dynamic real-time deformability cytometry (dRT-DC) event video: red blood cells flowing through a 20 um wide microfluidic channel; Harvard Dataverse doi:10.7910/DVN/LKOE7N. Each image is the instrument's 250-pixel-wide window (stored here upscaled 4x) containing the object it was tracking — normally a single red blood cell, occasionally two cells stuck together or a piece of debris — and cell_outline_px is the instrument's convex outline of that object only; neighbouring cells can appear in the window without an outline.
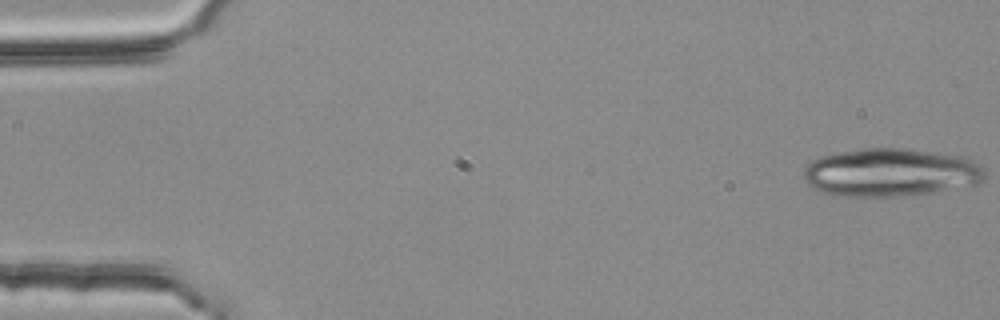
{"species": "common noctule bat (a hibernating species)", "species_latin": "Nyctalus noctula", "temperature_condition": "room temperature", "stored_images_in_passage": 30, "camera_frame_rate_fps": 3000, "um_per_image_px": 0.085, "animal": {"sex": "female", "body_mass_g": 25.1}, "frame": {"image": 1, "passage_image": 1, "time_ms": 0.0, "image_size_px": [1000, 320], "cell_outline_px": [[984, 180], [976, 184], [916, 196], [840, 196], [824, 192], [808, 184], [804, 180], [804, 168], [812, 160], [820, 156], [840, 152], [868, 148], [900, 148], [968, 156], [976, 160], [980, 164], [984, 172]], "centroid_in_image_um": [75.76, 14.66], "position_along_channel_um": 9.2, "area_um2": 51.15}}